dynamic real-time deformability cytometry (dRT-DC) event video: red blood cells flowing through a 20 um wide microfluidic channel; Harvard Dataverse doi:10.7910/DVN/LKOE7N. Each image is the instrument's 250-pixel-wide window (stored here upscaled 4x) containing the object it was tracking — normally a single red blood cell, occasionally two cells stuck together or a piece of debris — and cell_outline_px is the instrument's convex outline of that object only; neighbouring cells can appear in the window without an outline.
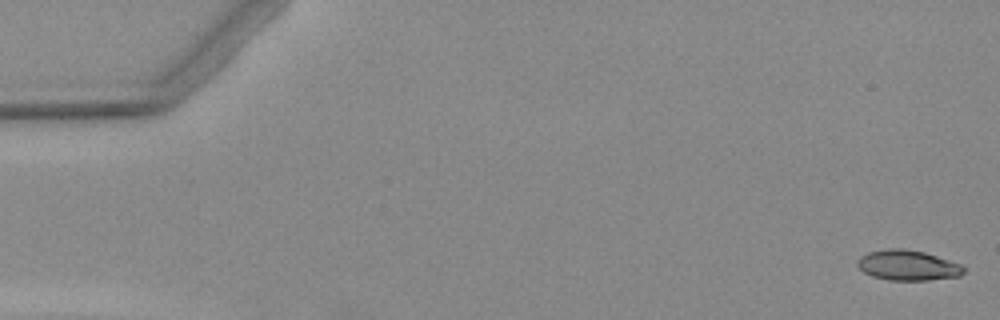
{"species": "Egyptian fruit bat (a non-hibernating species)", "species_latin": "Rousettus aegyptiacus", "temperature_condition": "warm", "stored_images_in_passage": 9, "camera_frame_rate_fps": 3000, "um_per_image_px": 0.085, "animal": {"sex": "female"}, "frame": {"image": 1, "passage_image": 1, "time_ms": 0.0, "image_size_px": [1000, 320], "cell_outline_px": [[964, 272], [960, 276], [928, 280], [888, 280], [872, 276], [864, 272], [856, 264], [856, 260], [860, 256], [868, 252], [888, 248], [900, 248], [924, 252], [960, 264], [964, 268]], "centroid_in_image_um": [77.12, 22.55], "position_along_channel_um": 7.9, "area_um2": 18.67}}
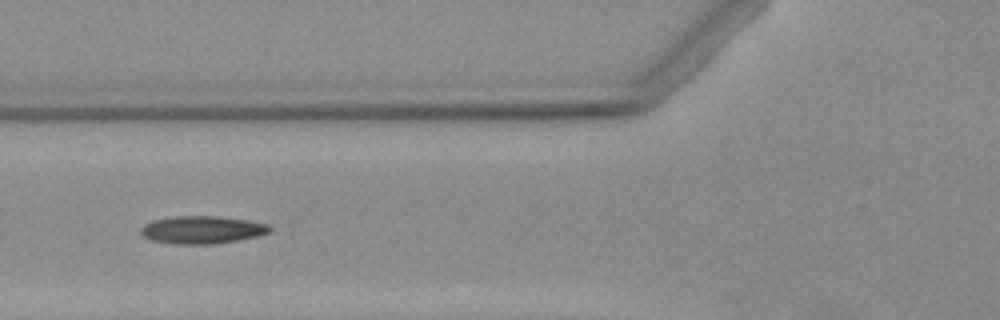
{"frame": {"image": 2, "passage_image": 6, "time_ms": 6.333, "image_size_px": [1000, 320], "cell_outline_px": [[272, 228], [268, 232], [256, 236], [216, 244], [176, 244], [152, 240], [144, 236], [140, 232], [140, 228], [144, 224], [152, 220], [172, 216], [216, 216], [244, 220], [268, 224]], "centroid_in_image_um": [17.12, 19.53], "position_along_channel_um": 108.7, "area_um2": 20.63}}
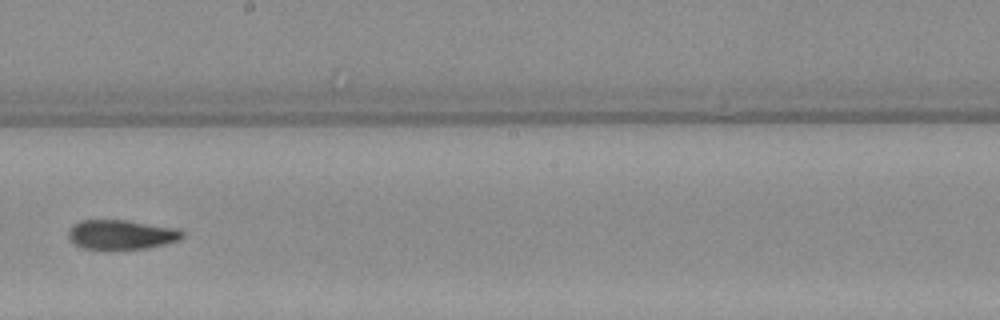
{"frame": {"image": 3, "passage_image": 9, "time_ms": 9.667, "image_size_px": [1000, 320], "cell_outline_px": [[184, 236], [180, 240], [164, 244], [144, 248], [84, 248], [76, 244], [68, 236], [68, 232], [72, 224], [80, 220], [128, 220], [180, 228], [184, 232]], "centroid_in_image_um": [10.36, 19.91], "position_along_channel_um": 237.8, "area_um2": 19.48}}